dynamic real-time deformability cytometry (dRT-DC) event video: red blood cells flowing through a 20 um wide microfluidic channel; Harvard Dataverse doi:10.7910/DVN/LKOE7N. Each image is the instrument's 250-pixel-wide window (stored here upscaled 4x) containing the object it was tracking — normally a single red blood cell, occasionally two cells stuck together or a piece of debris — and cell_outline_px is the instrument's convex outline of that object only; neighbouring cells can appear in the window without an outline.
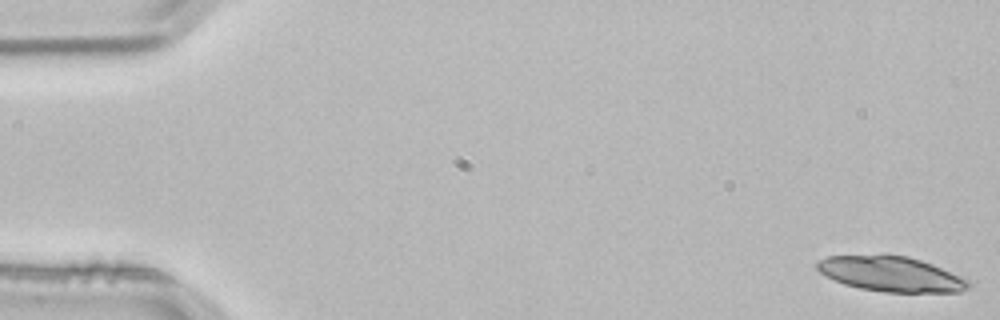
{"species": "common noctule bat (a hibernating species)", "species_latin": "Nyctalus noctula", "temperature_condition": "room temperature", "stored_images_in_passage": 4, "camera_frame_rate_fps": 3000, "um_per_image_px": 0.085, "animal": {"sex": "male", "body_mass_g": 21.5, "forearm_length_mm": 52.0}, "frame": {"image": 1, "passage_image": 1, "time_ms": 0.0, "image_size_px": [1000, 320], "cell_outline_px": [[972, 284], [968, 288], [960, 292], [884, 292], [860, 288], [844, 284], [820, 272], [816, 268], [816, 260], [828, 256], [884, 252], [908, 256], [932, 264], [968, 280]], "centroid_in_image_um": [75.68, 23.24], "position_along_channel_um": 9.3, "area_um2": 31.56}}
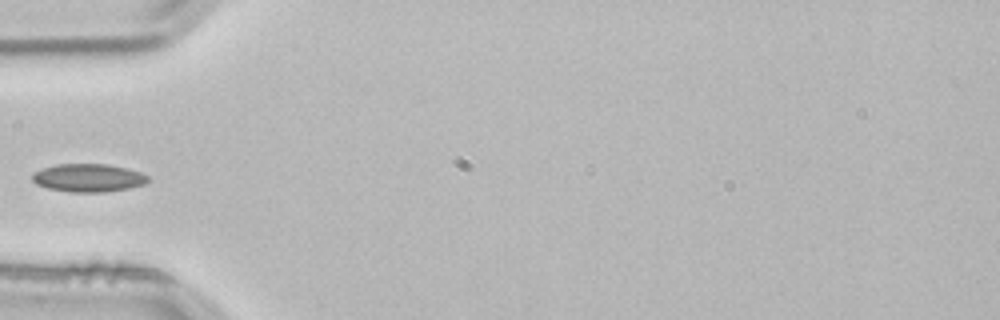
{"frame": {"image": 2, "passage_image": 4, "time_ms": 1.0, "image_size_px": [1000, 320], "cell_outline_px": [[152, 180], [144, 184], [128, 188], [104, 192], [72, 192], [48, 188], [36, 184], [32, 180], [32, 172], [56, 164], [108, 164], [128, 168], [140, 172], [148, 176]], "centroid_in_image_um": [7.52, 15.11], "position_along_channel_um": 77.5, "area_um2": 19.02}}